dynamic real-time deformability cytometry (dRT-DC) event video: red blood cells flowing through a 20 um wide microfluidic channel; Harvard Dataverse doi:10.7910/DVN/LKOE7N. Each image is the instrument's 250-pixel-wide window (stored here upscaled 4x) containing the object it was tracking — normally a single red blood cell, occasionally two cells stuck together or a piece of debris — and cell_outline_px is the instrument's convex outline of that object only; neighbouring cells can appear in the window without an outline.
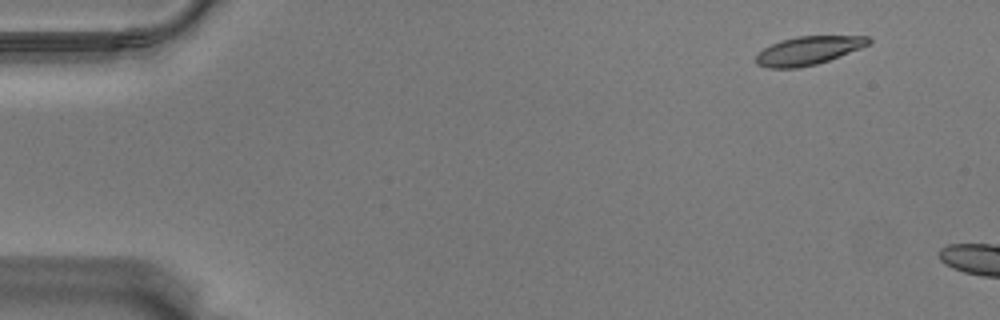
{"species": "Egyptian fruit bat (a non-hibernating species)", "species_latin": "Rousettus aegyptiacus", "temperature_condition": "warm", "stored_images_in_passage": 14, "camera_frame_rate_fps": 3000, "um_per_image_px": 0.085, "animal": {"sex": "male"}, "frame": {"image": 1, "passage_image": 1, "time_ms": 0.0, "image_size_px": [1000, 320], "cell_outline_px": [[872, 40], [868, 44], [860, 48], [828, 60], [816, 64], [796, 68], [768, 68], [756, 64], [756, 56], [764, 48], [780, 40], [796, 36], [868, 36]], "centroid_in_image_um": [68.68, 4.29], "position_along_channel_um": 16.3, "area_um2": 18.44}}
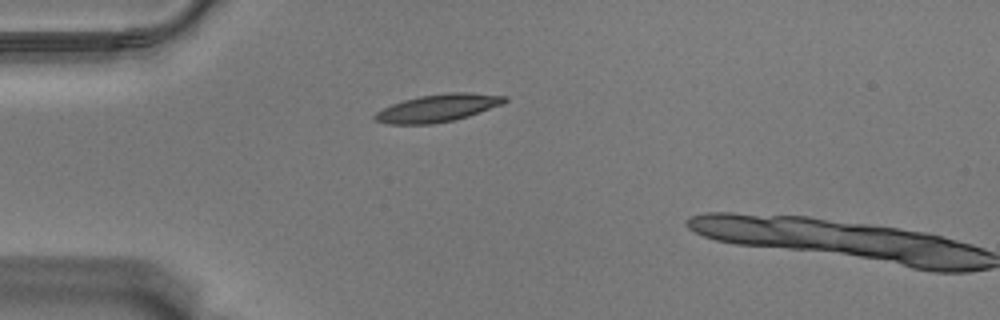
{"frame": {"image": 2, "passage_image": 12, "time_ms": 3.667, "image_size_px": [1000, 320], "cell_outline_px": [[508, 100], [504, 104], [456, 120], [432, 124], [384, 124], [376, 120], [372, 116], [376, 112], [392, 104], [404, 100], [420, 96], [448, 92], [468, 92], [508, 96]], "centroid_in_image_um": [37.24, 9.18], "position_along_channel_um": 47.8, "area_um2": 20.98}}